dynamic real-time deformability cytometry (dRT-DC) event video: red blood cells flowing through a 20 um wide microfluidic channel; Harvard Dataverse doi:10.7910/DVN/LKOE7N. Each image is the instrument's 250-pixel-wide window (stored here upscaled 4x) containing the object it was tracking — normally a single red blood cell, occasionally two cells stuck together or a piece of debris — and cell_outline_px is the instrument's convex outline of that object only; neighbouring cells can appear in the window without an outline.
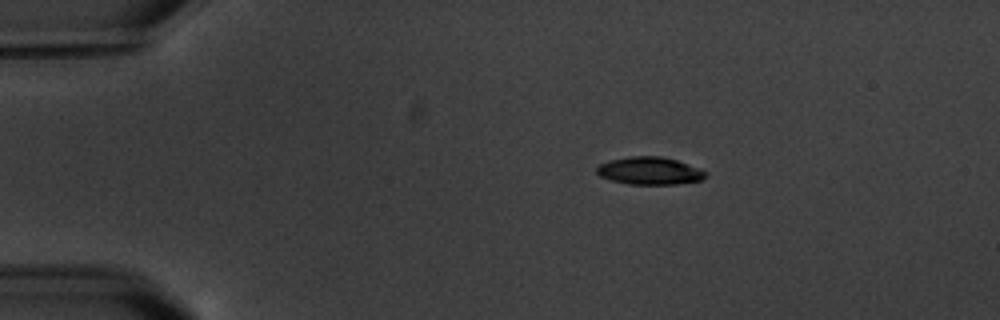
{"species": "common noctule bat (a hibernating species)", "species_latin": "Nyctalus noctula", "temperature_condition": "warm", "stored_images_in_passage": 3, "camera_frame_rate_fps": 3000, "um_per_image_px": 0.085, "animal": {"sex": "male", "body_mass_g": 20.1, "forearm_length_mm": 53.5}, "frame": {"image": 1, "passage_image": 1, "time_ms": 0.0, "image_size_px": [1000, 320], "cell_outline_px": [[708, 176], [700, 180], [676, 184], [628, 184], [612, 180], [600, 176], [596, 172], [596, 168], [600, 164], [608, 160], [628, 156], [660, 156], [676, 160], [708, 172]], "centroid_in_image_um": [55.2, 14.51], "position_along_channel_um": 29.8, "area_um2": 17.46}}